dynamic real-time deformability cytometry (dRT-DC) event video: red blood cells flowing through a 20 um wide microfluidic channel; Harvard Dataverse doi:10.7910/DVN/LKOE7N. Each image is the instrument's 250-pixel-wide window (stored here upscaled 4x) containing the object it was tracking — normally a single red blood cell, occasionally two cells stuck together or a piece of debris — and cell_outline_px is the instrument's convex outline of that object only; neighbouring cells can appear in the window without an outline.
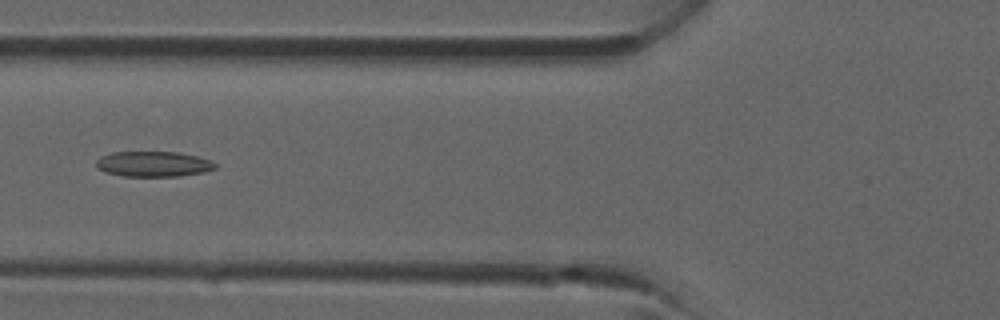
{"species": "common noctule bat (a hibernating species)", "species_latin": "Nyctalus noctula", "temperature_condition": "room temperature", "stored_images_in_passage": 19, "camera_frame_rate_fps": 3000, "um_per_image_px": 0.085, "animal": {"sex": "male", "forearm_length_mm": 52.5}, "frame": {"image": 1, "passage_image": 13, "time_ms": 4.0, "image_size_px": [1000, 320], "cell_outline_px": [[216, 168], [204, 172], [180, 176], [124, 176], [108, 172], [96, 168], [96, 160], [100, 156], [112, 152], [176, 152], [196, 156], [208, 160], [216, 164]], "centroid_in_image_um": [13.01, 13.94], "position_along_channel_um": 112.8, "area_um2": 17.46}}